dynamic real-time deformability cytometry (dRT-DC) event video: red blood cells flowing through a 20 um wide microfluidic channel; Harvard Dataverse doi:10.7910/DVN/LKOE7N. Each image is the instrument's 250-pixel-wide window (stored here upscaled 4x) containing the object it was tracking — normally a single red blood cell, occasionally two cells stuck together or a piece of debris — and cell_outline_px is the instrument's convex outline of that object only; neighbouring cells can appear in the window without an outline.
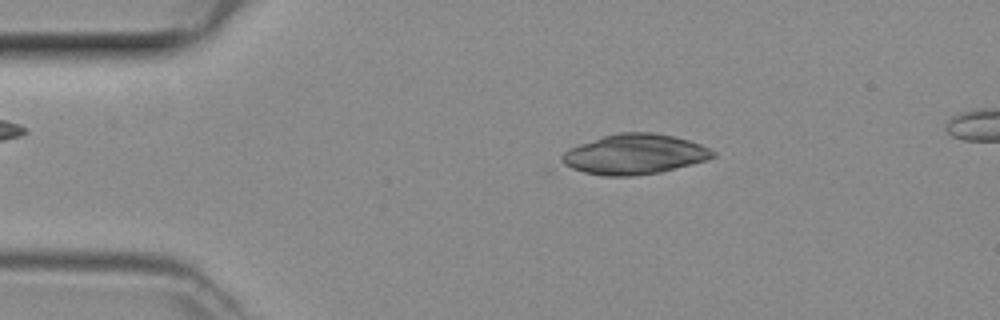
{"species": "common noctule bat (a hibernating species)", "species_latin": "Nyctalus noctula", "temperature_condition": "room temperature", "stored_images_in_passage": 43, "camera_frame_rate_fps": 3000, "um_per_image_px": 0.085, "animal": {"sex": "female", "body_mass_g": 29.2, "forearm_length_mm": 56.3}, "frame": {"image": 1, "passage_image": 5, "time_ms": 1.333, "image_size_px": [1000, 320], "cell_outline_px": [[716, 156], [708, 160], [660, 172], [632, 176], [604, 176], [584, 172], [572, 168], [564, 164], [560, 160], [560, 156], [568, 148], [604, 136], [620, 132], [652, 132], [676, 136], [700, 144], [716, 152]], "centroid_in_image_um": [53.95, 13.11], "position_along_channel_um": 31.1, "area_um2": 35.32}}